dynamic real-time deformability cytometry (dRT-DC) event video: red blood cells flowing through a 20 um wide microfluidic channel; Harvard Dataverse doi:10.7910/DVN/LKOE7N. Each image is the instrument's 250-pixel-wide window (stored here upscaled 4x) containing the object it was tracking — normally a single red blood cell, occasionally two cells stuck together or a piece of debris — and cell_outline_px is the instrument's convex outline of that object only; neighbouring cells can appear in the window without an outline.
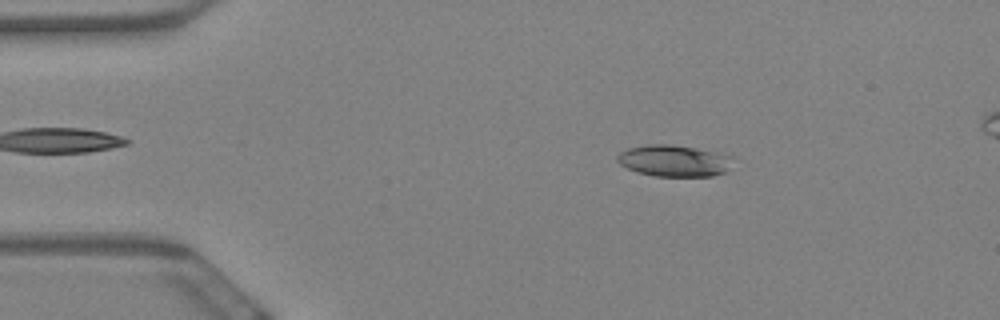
{"species": "Egyptian fruit bat (a non-hibernating species)", "species_latin": "Rousettus aegyptiacus", "temperature_condition": "warm", "stored_images_in_passage": 58, "camera_frame_rate_fps": 3000, "um_per_image_px": 0.085, "animal": {"sex": "female"}, "frame": {"image": 1, "passage_image": 10, "time_ms": 3.0, "image_size_px": [1000, 320], "cell_outline_px": [[732, 156], [724, 172], [712, 176], [656, 176], [636, 172], [620, 164], [616, 160], [616, 156], [620, 152], [628, 148], [648, 144], [668, 144], [692, 148]], "centroid_in_image_um": [57.19, 13.67], "position_along_channel_um": 27.8, "area_um2": 20.75}}
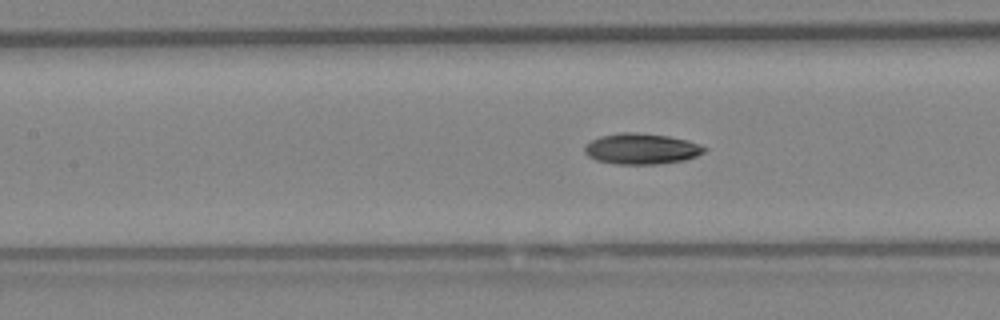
{"frame": {"image": 2, "passage_image": 26, "time_ms": 8.333, "image_size_px": [1000, 320], "cell_outline_px": [[708, 148], [704, 152], [696, 156], [684, 160], [656, 164], [616, 164], [596, 160], [588, 156], [584, 152], [584, 148], [592, 140], [600, 136], [616, 132], [636, 132], [668, 136], [688, 140], [700, 144]], "centroid_in_image_um": [54.53, 12.64], "position_along_channel_um": 152.9, "area_um2": 21.56}}
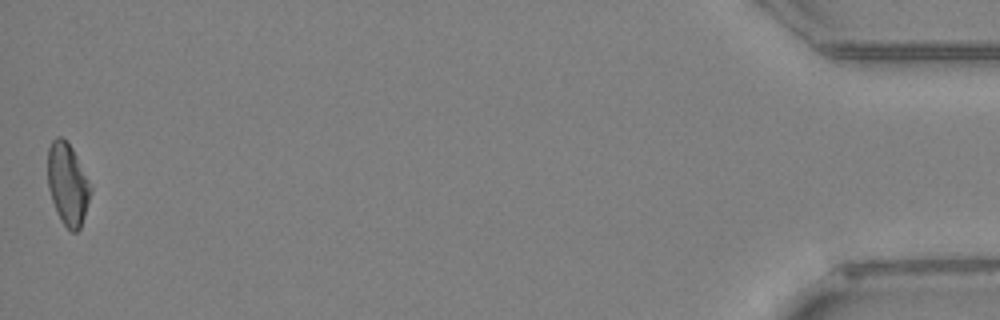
{"frame": {"image": 3, "passage_image": 58, "time_ms": 19.0, "image_size_px": [1000, 320], "cell_outline_px": [[92, 192], [80, 228], [76, 232], [72, 232], [60, 220], [52, 200], [48, 188], [48, 148], [52, 140], [56, 136], [60, 136], [72, 148], [92, 188]], "centroid_in_image_um": [5.75, 15.66], "position_along_channel_um": 429.5, "area_um2": 20.23}, "authors_computed_cell_mechanics": {"area_um2": 20.8947, "velocity_mm_per_s": 3.4906, "shape_relaxation_time_tau1_ms": null, "shape_relaxation_time_tau2_ms": 5.4684, "deformation_change_tau1": null, "deformation_change_tau2": 0.1162}}